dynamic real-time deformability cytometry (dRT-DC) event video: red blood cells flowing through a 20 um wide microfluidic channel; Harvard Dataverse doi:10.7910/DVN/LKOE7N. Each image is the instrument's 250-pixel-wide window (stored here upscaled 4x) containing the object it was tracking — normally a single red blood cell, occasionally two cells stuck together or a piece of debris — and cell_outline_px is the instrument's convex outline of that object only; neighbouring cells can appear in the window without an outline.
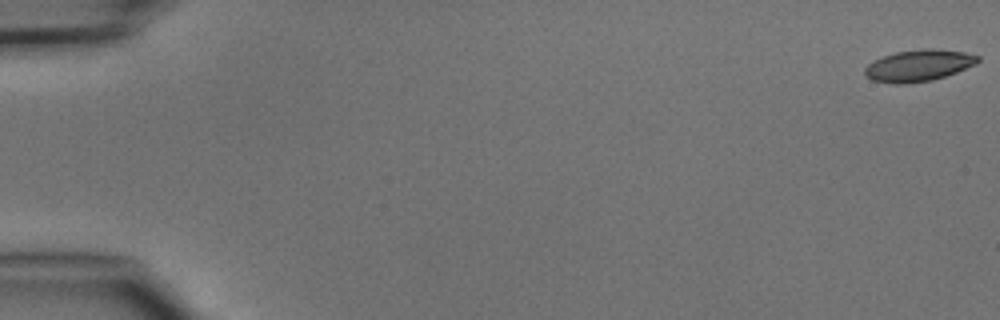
{"species": "common noctule bat (a hibernating species)", "species_latin": "Nyctalus noctula", "temperature_condition": "cold", "stored_images_in_passage": 5, "camera_frame_rate_fps": 3000, "um_per_image_px": 0.085, "animal": {"sex": "male", "body_mass_g": 15.6}, "frame": {"image": 1, "passage_image": 1, "time_ms": 0.0, "image_size_px": [1000, 320], "cell_outline_px": [[980, 60], [976, 64], [956, 72], [932, 80], [904, 84], [892, 84], [872, 80], [864, 72], [864, 68], [868, 64], [884, 56], [896, 52], [924, 48], [932, 48], [964, 52], [980, 56]], "centroid_in_image_um": [78.1, 5.57], "position_along_channel_um": 6.9, "area_um2": 20.69}}
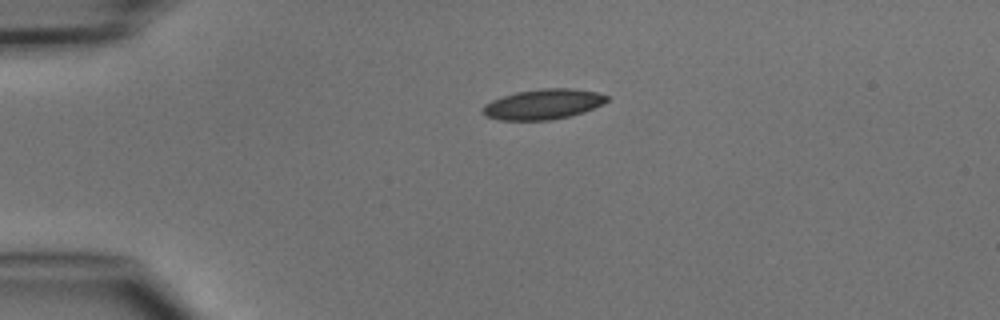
{"frame": {"image": 2, "passage_image": 4, "time_ms": 3.667, "image_size_px": [1000, 320], "cell_outline_px": [[608, 100], [584, 112], [572, 116], [552, 120], [500, 120], [484, 116], [480, 112], [480, 108], [484, 104], [500, 96], [516, 92], [540, 88], [572, 88], [596, 92], [608, 96]], "centroid_in_image_um": [46.09, 8.86], "position_along_channel_um": 38.9, "area_um2": 22.14}}